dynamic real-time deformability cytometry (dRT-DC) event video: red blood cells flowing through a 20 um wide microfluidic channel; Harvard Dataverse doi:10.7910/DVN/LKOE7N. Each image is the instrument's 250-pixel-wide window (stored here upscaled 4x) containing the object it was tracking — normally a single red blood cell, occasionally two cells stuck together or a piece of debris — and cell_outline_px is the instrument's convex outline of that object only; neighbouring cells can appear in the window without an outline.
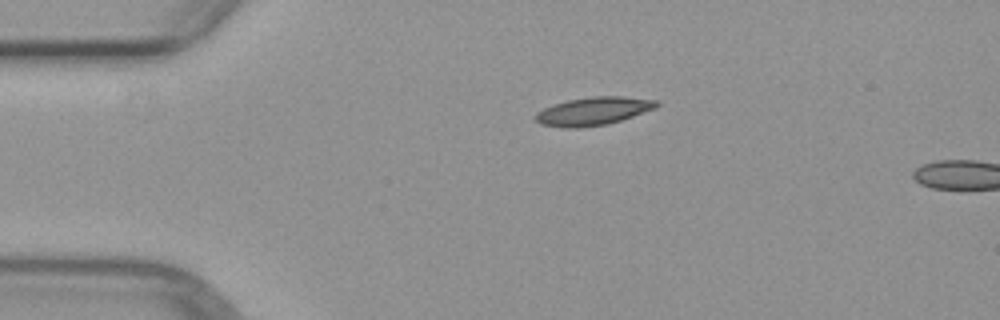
{"species": "common noctule bat (a hibernating species)", "species_latin": "Nyctalus noctula", "temperature_condition": "warm", "stored_images_in_passage": 2, "camera_frame_rate_fps": 3000, "um_per_image_px": 0.085, "animal": {"sex": "female", "body_mass_g": 29.2, "forearm_length_mm": 56.3}, "frame": {"image": 1, "passage_image": 1, "time_ms": 0.0, "image_size_px": [1000, 320], "cell_outline_px": [[660, 104], [656, 108], [620, 120], [604, 124], [580, 128], [564, 128], [540, 124], [536, 120], [536, 112], [552, 104], [568, 100], [592, 96], [620, 96], [656, 100]], "centroid_in_image_um": [50.4, 9.44], "position_along_channel_um": 34.6, "area_um2": 19.71}}